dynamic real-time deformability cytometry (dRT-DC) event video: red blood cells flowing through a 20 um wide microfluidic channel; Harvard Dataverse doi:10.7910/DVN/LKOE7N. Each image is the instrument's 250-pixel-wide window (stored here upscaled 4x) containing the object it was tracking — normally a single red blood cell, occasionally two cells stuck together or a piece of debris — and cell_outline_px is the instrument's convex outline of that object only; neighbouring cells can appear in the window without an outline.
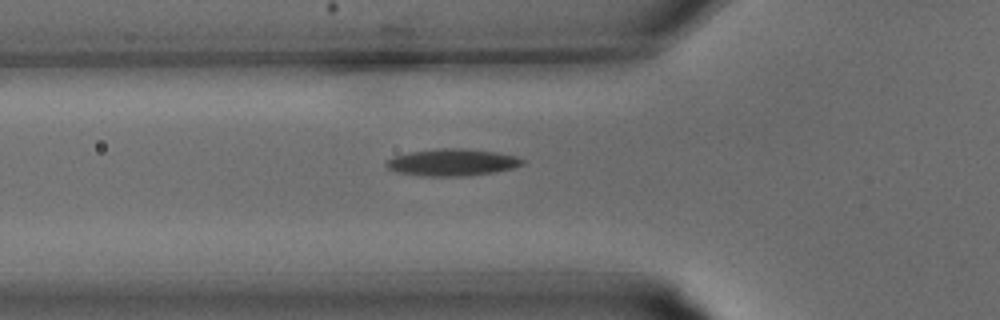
{"species": "common noctule bat (a hibernating species)", "species_latin": "Nyctalus noctula", "temperature_condition": "warm", "stored_images_in_passage": 25, "camera_frame_rate_fps": 3000, "um_per_image_px": 0.085, "animal": {"sex": "male", "body_mass_g": 15.6}, "frame": {"image": 1, "passage_image": 5, "time_ms": 1.333, "image_size_px": [1000, 320], "cell_outline_px": [[524, 164], [516, 168], [496, 172], [464, 176], [416, 176], [396, 172], [388, 168], [384, 164], [384, 160], [408, 152], [440, 148], [464, 148], [496, 152], [516, 156], [524, 160]], "centroid_in_image_um": [38.43, 13.81], "position_along_channel_um": 87.4, "area_um2": 21.73}}
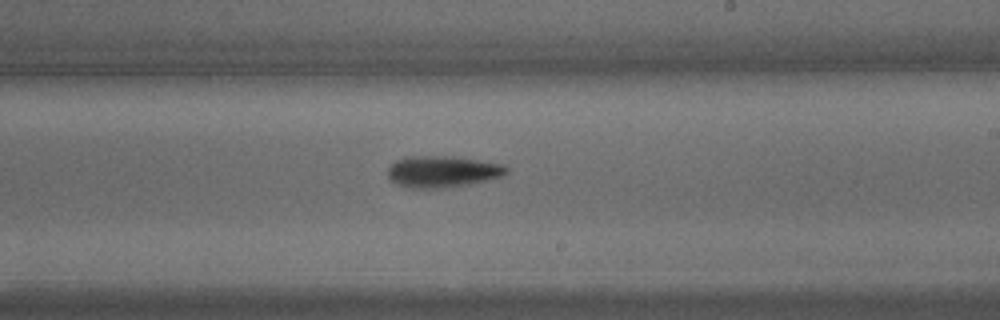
{"frame": {"image": 2, "passage_image": 13, "time_ms": 4.0, "image_size_px": [1000, 320], "cell_outline_px": [[508, 172], [504, 176], [488, 180], [468, 184], [440, 188], [408, 188], [396, 184], [388, 180], [388, 168], [396, 160], [412, 156], [456, 156], [504, 164], [508, 168]], "centroid_in_image_um": [37.62, 14.58], "position_along_channel_um": 251.4, "area_um2": 22.02}}
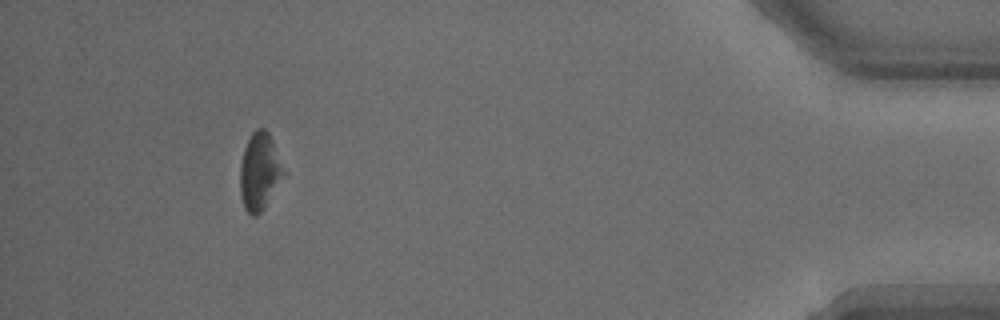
{"frame": {"image": 3, "passage_image": 24, "time_ms": 7.667, "image_size_px": [1000, 320], "cell_outline_px": [[288, 172], [264, 208], [256, 216], [252, 216], [244, 208], [240, 196], [240, 164], [244, 148], [252, 132], [256, 128], [264, 128], [268, 132]], "centroid_in_image_um": [22.1, 14.58], "position_along_channel_um": 413.1, "area_um2": 20.06}}